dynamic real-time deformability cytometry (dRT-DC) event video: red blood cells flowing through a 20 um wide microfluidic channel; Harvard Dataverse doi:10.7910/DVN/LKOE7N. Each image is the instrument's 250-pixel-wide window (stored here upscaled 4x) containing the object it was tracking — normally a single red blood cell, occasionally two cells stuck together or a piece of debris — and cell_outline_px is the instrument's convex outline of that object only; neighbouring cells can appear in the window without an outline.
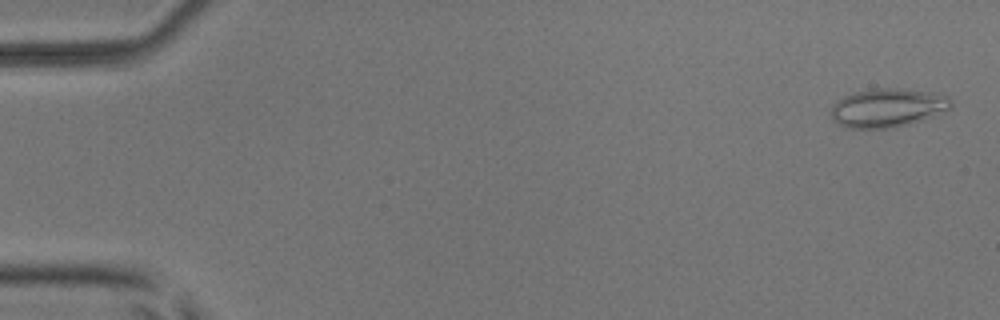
{"species": "common noctule bat (a hibernating species)", "species_latin": "Nyctalus noctula", "temperature_condition": "room temperature", "stored_images_in_passage": 5, "camera_frame_rate_fps": 3000, "um_per_image_px": 0.085, "animal": {"sex": "male", "body_mass_g": 17.9, "forearm_length_mm": 54.2}, "frame": {"image": 1, "passage_image": 1, "time_ms": 0.0, "image_size_px": [1000, 320], "cell_outline_px": [[952, 108], [924, 120], [892, 128], [848, 128], [836, 124], [832, 120], [832, 104], [844, 96], [856, 92], [876, 88], [900, 88], [928, 92], [948, 96], [952, 100]], "centroid_in_image_um": [75.45, 9.17], "position_along_channel_um": 9.5, "area_um2": 27.17}}